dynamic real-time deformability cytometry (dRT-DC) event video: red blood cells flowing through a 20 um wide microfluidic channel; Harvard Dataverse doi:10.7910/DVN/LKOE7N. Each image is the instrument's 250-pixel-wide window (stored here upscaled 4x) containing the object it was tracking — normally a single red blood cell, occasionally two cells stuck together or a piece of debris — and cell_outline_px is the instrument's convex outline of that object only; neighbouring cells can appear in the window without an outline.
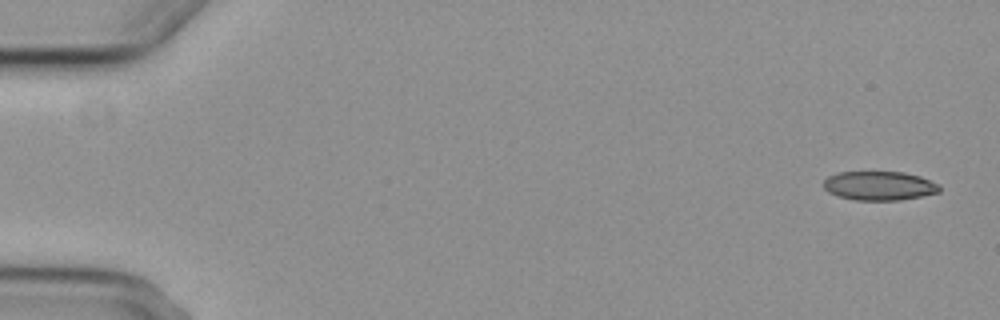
{"species": "common noctule bat (a hibernating species)", "species_latin": "Nyctalus noctula", "temperature_condition": "cold", "stored_images_in_passage": 6, "camera_frame_rate_fps": 3000, "um_per_image_px": 0.085, "animal": {"sex": "female", "body_mass_g": 29.2, "forearm_length_mm": 56.3}, "frame": {"image": 1, "passage_image": 1, "time_ms": 0.0, "image_size_px": [1000, 320], "cell_outline_px": [[940, 192], [900, 200], [856, 200], [836, 196], [828, 192], [824, 188], [824, 180], [828, 176], [840, 172], [904, 172], [920, 176], [940, 184]], "centroid_in_image_um": [74.74, 15.79], "position_along_channel_um": 10.3, "area_um2": 19.65}}
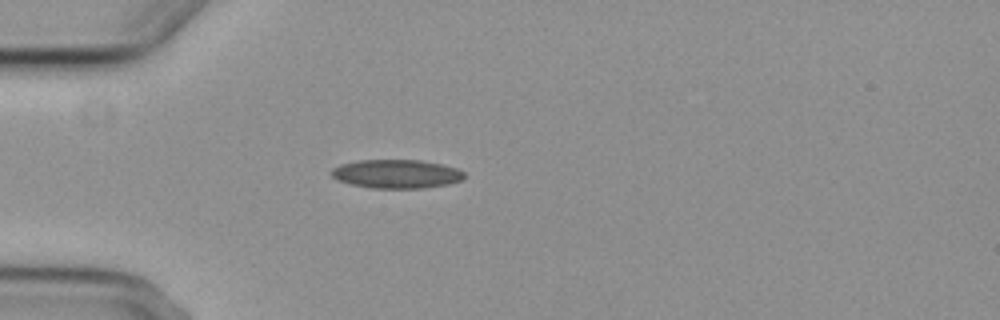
{"frame": {"image": 2, "passage_image": 5, "time_ms": 4.667, "image_size_px": [1000, 320], "cell_outline_px": [[464, 176], [460, 180], [448, 184], [420, 188], [372, 188], [352, 184], [336, 180], [328, 172], [332, 168], [340, 164], [360, 160], [420, 160], [444, 164], [456, 168], [464, 172]], "centroid_in_image_um": [33.66, 14.77], "position_along_channel_um": 51.3, "area_um2": 22.25}}